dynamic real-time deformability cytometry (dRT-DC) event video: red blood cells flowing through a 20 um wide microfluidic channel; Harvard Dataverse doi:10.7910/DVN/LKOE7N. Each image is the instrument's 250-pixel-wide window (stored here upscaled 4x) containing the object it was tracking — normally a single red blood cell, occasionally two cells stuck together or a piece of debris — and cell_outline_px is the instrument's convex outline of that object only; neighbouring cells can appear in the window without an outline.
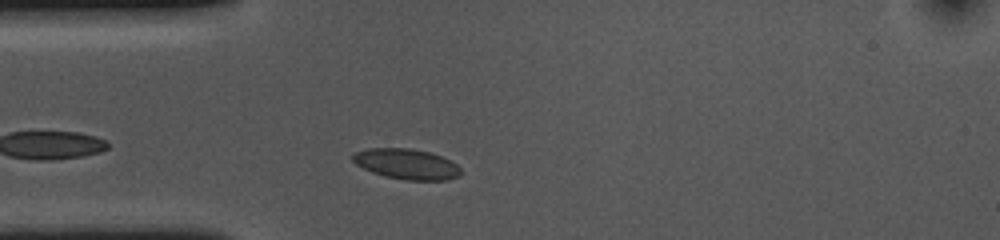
{"species": "common noctule bat (a hibernating species)", "species_latin": "Nyctalus noctula", "temperature_condition": "cold", "stored_images_in_passage": 33, "camera_frame_rate_fps": 3000, "um_per_image_px": 0.085, "animal": {"sex": "female", "body_mass_g": 10.0, "forearm_length_mm": 53.1}, "frame": {"image": 1, "passage_image": 6, "time_ms": 1.667, "image_size_px": [1000, 240], "cell_outline_px": [[460, 176], [448, 180], [404, 180], [384, 176], [372, 172], [356, 164], [352, 160], [352, 156], [356, 152], [368, 148], [408, 148], [428, 152], [440, 156], [456, 164], [460, 168]], "centroid_in_image_um": [34.55, 13.95], "position_along_channel_um": 50.5, "area_um2": 19.02}}
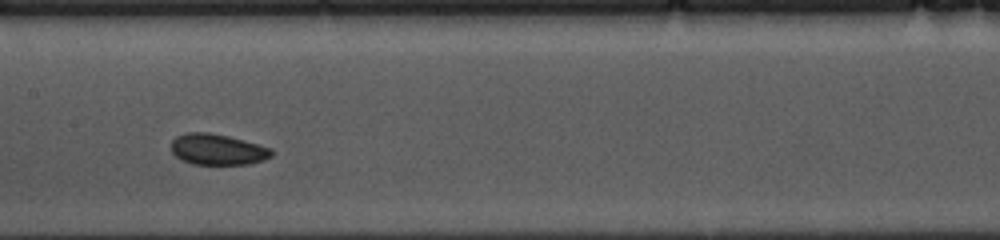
{"frame": {"image": 2, "passage_image": 18, "time_ms": 5.667, "image_size_px": [1000, 240], "cell_outline_px": [[272, 156], [264, 160], [248, 164], [192, 164], [176, 156], [172, 152], [172, 140], [176, 136], [184, 132], [208, 132], [228, 136], [244, 140], [272, 148]], "centroid_in_image_um": [18.5, 12.69], "position_along_channel_um": 188.9, "area_um2": 18.09}}
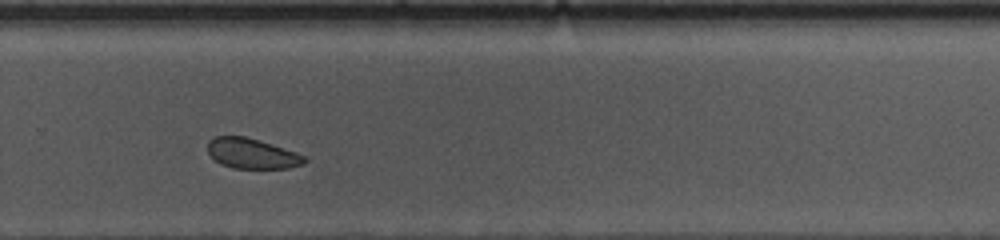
{"frame": {"image": 3, "passage_image": 28, "time_ms": 9.0, "image_size_px": [1000, 240], "cell_outline_px": [[308, 160], [304, 164], [288, 168], [232, 168], [220, 164], [208, 152], [208, 140], [216, 136], [244, 136], [272, 144], [296, 152], [304, 156]], "centroid_in_image_um": [21.42, 13.05], "position_along_channel_um": 308.4, "area_um2": 16.99}, "authors_computed_cell_mechanics": {"area_um2": 18.5538, "velocity_mm_per_s": 3.593, "shape_relaxation_time_tau1_ms": 1.7307, "shape_relaxation_time_tau2_ms": 1.7126, "deformation_change_tau1": 0.0417, "deformation_change_tau2": 0.0545}}